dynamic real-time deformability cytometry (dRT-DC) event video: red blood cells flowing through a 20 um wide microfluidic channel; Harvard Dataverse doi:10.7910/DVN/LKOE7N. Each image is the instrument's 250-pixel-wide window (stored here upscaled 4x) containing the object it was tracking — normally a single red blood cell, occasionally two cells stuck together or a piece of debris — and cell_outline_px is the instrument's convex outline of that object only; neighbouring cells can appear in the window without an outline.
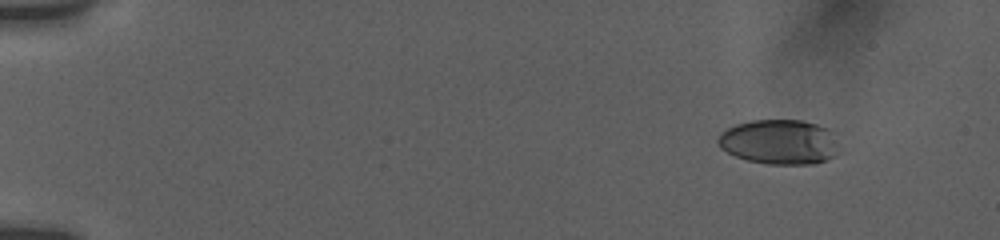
{"species": "human", "species_latin": "Homo sapiens", "temperature_condition": "room temperature", "stored_images_in_passage": 25, "camera_frame_rate_fps": 3000, "um_per_image_px": 0.085, "donor": {"sex": "female"}, "frame": {"image": 1, "passage_image": 2, "time_ms": 1.0, "image_size_px": [1000, 240], "cell_outline_px": [[844, 152], [836, 156], [812, 164], [768, 164], [748, 160], [736, 156], [720, 148], [716, 140], [728, 128], [736, 124], [752, 120], [800, 120], [816, 124], [828, 128]], "centroid_in_image_um": [66.31, 12.07], "position_along_channel_um": 18.7, "area_um2": 31.79}}
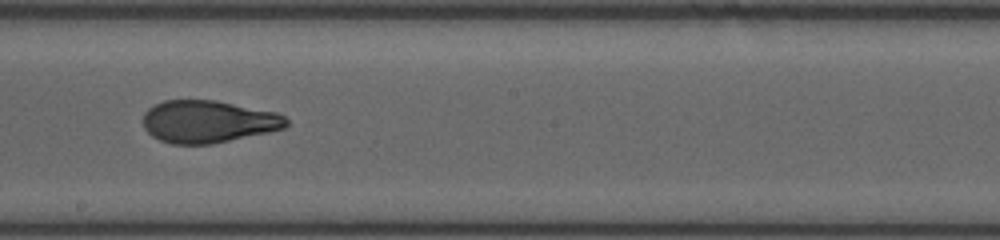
{"frame": {"image": 2, "passage_image": 15, "time_ms": 10.0, "image_size_px": [1000, 240], "cell_outline_px": [[288, 124], [284, 128], [268, 132], [212, 144], [172, 144], [160, 140], [152, 136], [144, 128], [144, 112], [148, 108], [164, 100], [216, 100], [276, 112], [284, 116], [288, 120]], "centroid_in_image_um": [17.68, 10.33], "position_along_channel_um": 230.5, "area_um2": 35.32}}
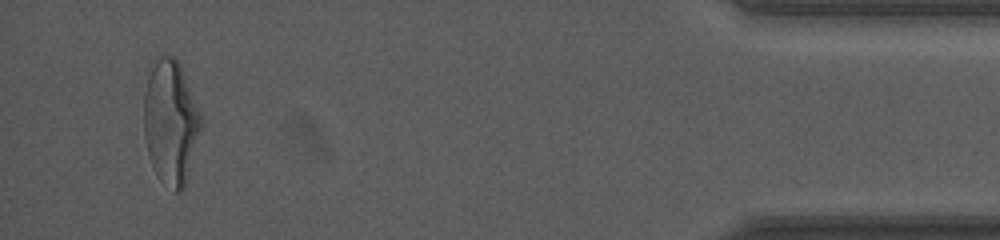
{"frame": {"image": 3, "passage_image": 25, "time_ms": 16.667, "image_size_px": [1000, 240], "cell_outline_px": [[200, 128], [184, 188], [180, 192], [172, 192], [160, 180], [152, 164], [148, 152], [144, 136], [144, 92], [148, 64], [160, 56], [176, 56], [180, 60], [200, 112]], "centroid_in_image_um": [14.47, 10.29], "position_along_channel_um": 420.7, "area_um2": 41.62}, "authors_computed_cell_mechanics": {"area_um2": 35.4314, "velocity_mm_per_s": 3.8171, "shape_relaxation_time_tau1_ms": 5.4955, "shape_relaxation_time_tau2_ms": 1.377, "deformation_change_tau1": 0.201, "deformation_change_tau2": 0.0828}}